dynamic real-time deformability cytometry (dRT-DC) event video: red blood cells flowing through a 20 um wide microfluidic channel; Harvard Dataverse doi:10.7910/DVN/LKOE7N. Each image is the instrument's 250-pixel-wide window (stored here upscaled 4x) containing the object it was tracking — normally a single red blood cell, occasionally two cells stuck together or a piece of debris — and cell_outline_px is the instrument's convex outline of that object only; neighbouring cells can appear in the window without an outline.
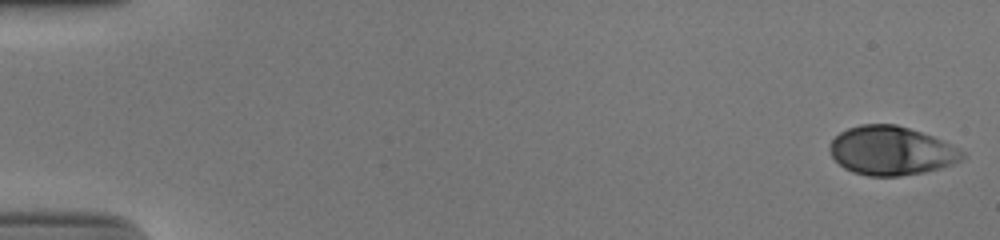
{"species": "human", "species_latin": "Homo sapiens", "temperature_condition": "cold", "stored_images_in_passage": 53, "camera_frame_rate_fps": 3000, "um_per_image_px": 0.085, "donor": {"sex": "male"}, "frame": {"image": 1, "passage_image": 1, "time_ms": 0.0, "image_size_px": [1000, 240], "cell_outline_px": [[964, 156], [960, 160], [952, 164], [940, 168], [924, 172], [900, 176], [868, 176], [852, 172], [844, 168], [832, 156], [828, 148], [832, 140], [840, 132], [848, 128], [860, 124], [896, 124], [932, 136], [964, 152]], "centroid_in_image_um": [75.71, 12.81], "position_along_channel_um": 9.3, "area_um2": 37.4}}
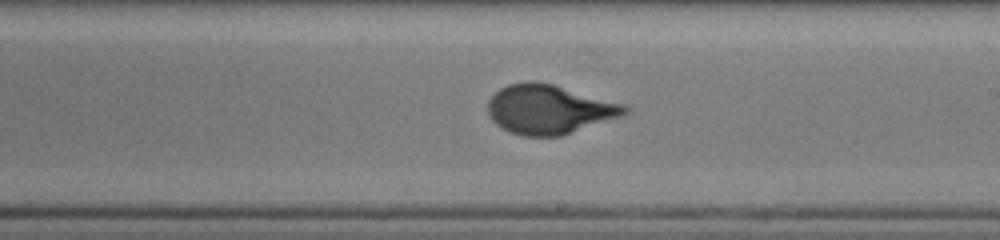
{"frame": {"image": 2, "passage_image": 32, "time_ms": 10.333, "image_size_px": [1000, 240], "cell_outline_px": [[632, 112], [624, 116], [560, 136], [524, 136], [508, 132], [500, 128], [492, 120], [488, 112], [488, 100], [500, 88], [508, 84], [532, 80], [552, 84], [624, 104], [632, 108]], "centroid_in_image_um": [46.7, 9.3], "position_along_channel_um": 242.3, "area_um2": 39.54}}
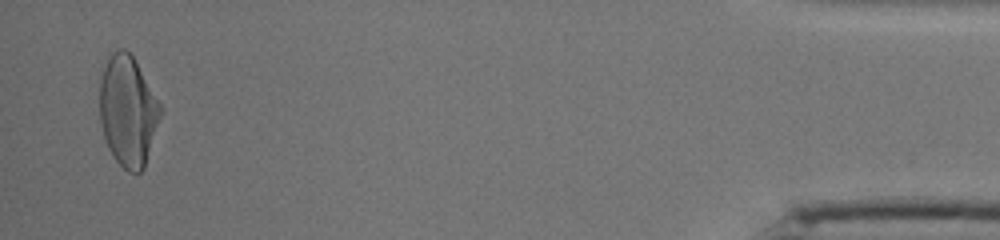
{"frame": {"image": 3, "passage_image": 52, "time_ms": 17.0, "image_size_px": [1000, 240], "cell_outline_px": [[164, 112], [144, 168], [140, 172], [128, 172], [116, 160], [108, 148], [104, 136], [100, 120], [100, 80], [108, 56], [112, 52], [120, 48], [124, 48], [132, 56], [164, 108]], "centroid_in_image_um": [10.91, 9.44], "position_along_channel_um": 424.3, "area_um2": 39.42}, "authors_computed_cell_mechanics": {"area_um2": 38.2058, "velocity_mm_per_s": 3.8759, "shape_relaxation_time_tau1_ms": 4.5305, "shape_relaxation_time_tau2_ms": null, "deformation_change_tau1": 0.1939, "deformation_change_tau2": null}}